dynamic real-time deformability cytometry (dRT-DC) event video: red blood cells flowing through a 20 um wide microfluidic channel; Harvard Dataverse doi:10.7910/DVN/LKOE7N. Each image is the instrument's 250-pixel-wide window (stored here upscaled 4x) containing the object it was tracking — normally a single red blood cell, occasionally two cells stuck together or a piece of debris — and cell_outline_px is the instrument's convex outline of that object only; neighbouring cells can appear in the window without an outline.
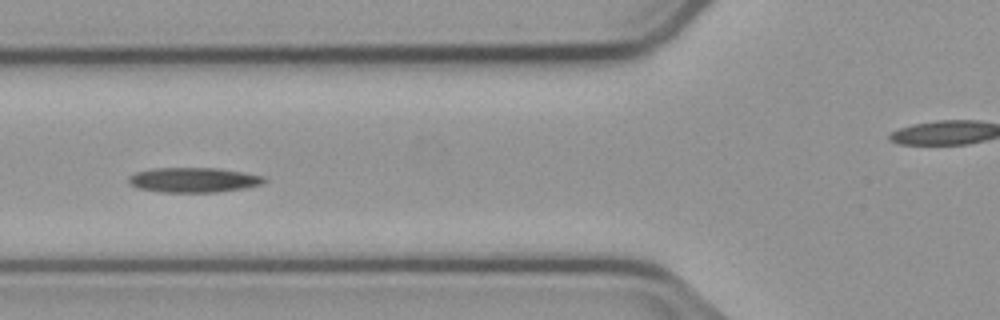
{"species": "common noctule bat (a hibernating species)", "species_latin": "Nyctalus noctula", "temperature_condition": "cold", "stored_images_in_passage": 6, "segment_of_instrument_passage": [1, 2], "camera_frame_rate_fps": 3000, "um_per_image_px": 0.085, "animal": {"sex": "male", "body_mass_g": 23.1, "forearm_length_mm": 52.7}, "frame": {"image": 1, "passage_image": 5, "time_ms": 4.667, "image_size_px": [1000, 320], "cell_outline_px": [[268, 180], [260, 184], [244, 188], [216, 192], [160, 192], [136, 188], [128, 184], [128, 176], [136, 172], [152, 168], [220, 168], [244, 172], [264, 176]], "centroid_in_image_um": [16.42, 15.29], "position_along_channel_um": 109.4, "area_um2": 19.83}}